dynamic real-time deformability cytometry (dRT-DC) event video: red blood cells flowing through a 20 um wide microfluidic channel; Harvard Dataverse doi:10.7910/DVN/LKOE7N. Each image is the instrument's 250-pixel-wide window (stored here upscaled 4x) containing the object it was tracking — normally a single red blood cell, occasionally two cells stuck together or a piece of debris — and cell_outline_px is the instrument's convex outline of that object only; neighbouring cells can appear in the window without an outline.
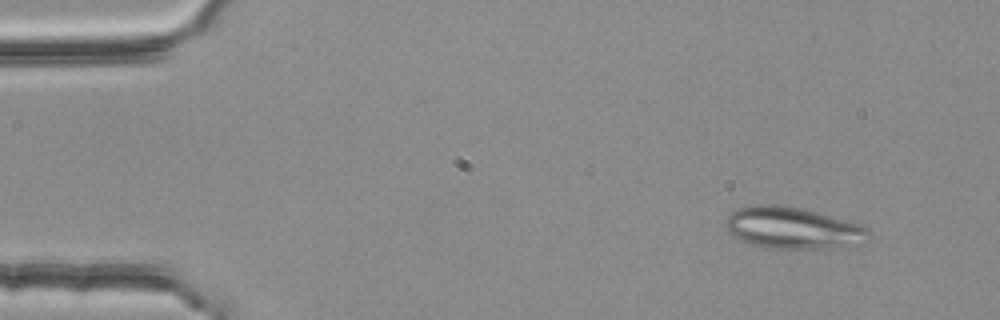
{"species": "common noctule bat (a hibernating species)", "species_latin": "Nyctalus noctula", "temperature_condition": "room temperature", "stored_images_in_passage": 4, "camera_frame_rate_fps": 3000, "um_per_image_px": 0.085, "animal": {"sex": "female", "body_mass_g": 25.1}, "frame": {"image": 1, "passage_image": 1, "time_ms": 0.0, "image_size_px": [1000, 320], "cell_outline_px": [[868, 240], [864, 244], [840, 248], [764, 248], [740, 240], [724, 224], [728, 216], [732, 212], [740, 208], [756, 204], [776, 204], [800, 208], [816, 212], [860, 224], [868, 228]], "centroid_in_image_um": [67.44, 19.39], "position_along_channel_um": 17.6, "area_um2": 34.62}}